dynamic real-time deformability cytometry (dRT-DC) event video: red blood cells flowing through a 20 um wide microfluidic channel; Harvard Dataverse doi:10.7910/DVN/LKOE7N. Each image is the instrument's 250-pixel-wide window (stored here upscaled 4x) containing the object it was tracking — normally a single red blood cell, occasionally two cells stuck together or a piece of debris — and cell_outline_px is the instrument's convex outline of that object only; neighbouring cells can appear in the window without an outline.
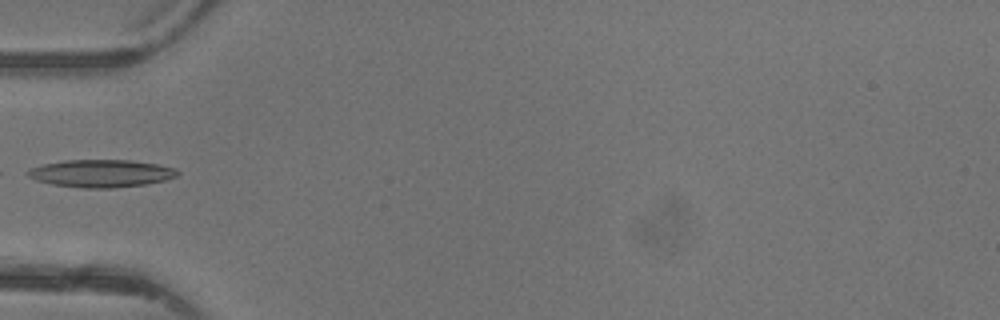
{"species": "common noctule bat (a hibernating species)", "species_latin": "Nyctalus noctula", "temperature_condition": "warm", "stored_images_in_passage": 4, "camera_frame_rate_fps": 3000, "um_per_image_px": 0.085, "animal": {"sex": "female"}, "frame": {"image": 1, "passage_image": 4, "time_ms": 4.333, "image_size_px": [1000, 320], "cell_outline_px": [[180, 172], [176, 176], [164, 180], [144, 184], [112, 188], [80, 188], [52, 184], [36, 180], [28, 176], [24, 172], [28, 168], [44, 164], [64, 160], [132, 160], [156, 164], [176, 168]], "centroid_in_image_um": [8.55, 14.73], "position_along_channel_um": 76.4, "area_um2": 24.1}}